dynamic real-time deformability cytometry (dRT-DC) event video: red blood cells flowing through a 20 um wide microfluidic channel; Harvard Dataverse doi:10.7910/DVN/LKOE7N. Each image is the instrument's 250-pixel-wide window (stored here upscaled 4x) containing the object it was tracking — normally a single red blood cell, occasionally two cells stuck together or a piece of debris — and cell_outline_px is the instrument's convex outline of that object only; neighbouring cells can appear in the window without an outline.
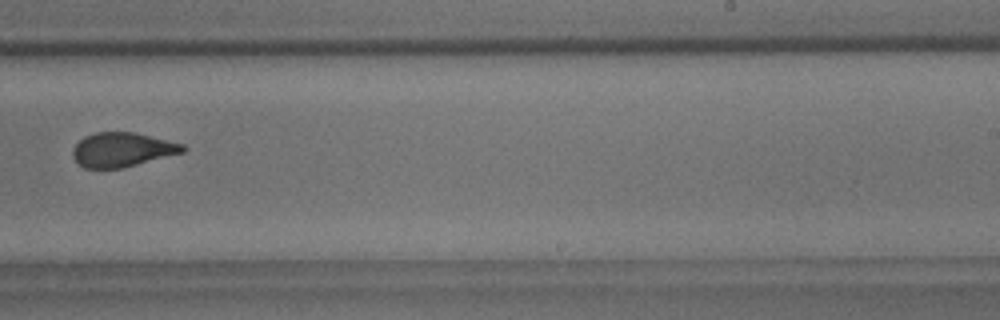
{"species": "common noctule bat (a hibernating species)", "species_latin": "Nyctalus noctula", "temperature_condition": "room temperature", "stored_images_in_passage": 10, "camera_frame_rate_fps": 3000, "um_per_image_px": 0.085, "animal": {"sex": "male", "body_mass_g": 18.8}, "frame": {"image": 1, "passage_image": 10, "time_ms": 10.333, "image_size_px": [1000, 320], "cell_outline_px": [[184, 152], [120, 168], [84, 168], [72, 156], [72, 148], [84, 136], [96, 132], [132, 132], [184, 144]], "centroid_in_image_um": [10.34, 12.71], "position_along_channel_um": 278.7, "area_um2": 21.62}}